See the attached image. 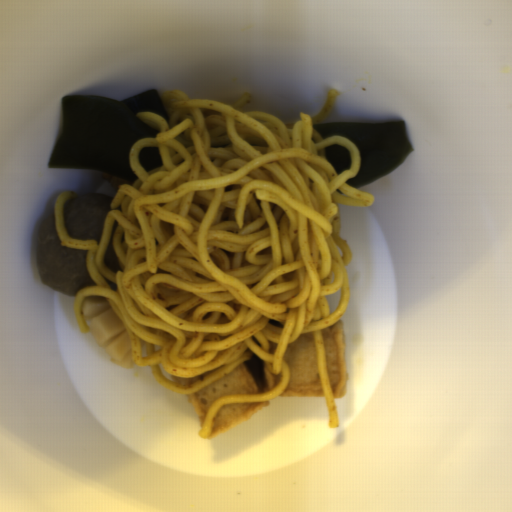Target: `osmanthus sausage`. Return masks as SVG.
Returning <instances> with one entry per match:
<instances>
[{"label":"osmanthus sausage","instance_id":"d35146e8","mask_svg":"<svg viewBox=\"0 0 512 512\" xmlns=\"http://www.w3.org/2000/svg\"><path fill=\"white\" fill-rule=\"evenodd\" d=\"M82 312L90 333L105 348L109 361L128 369L132 367L135 362L132 346L112 304L98 295L88 296L83 301Z\"/></svg>","mask_w":512,"mask_h":512}]
</instances>
